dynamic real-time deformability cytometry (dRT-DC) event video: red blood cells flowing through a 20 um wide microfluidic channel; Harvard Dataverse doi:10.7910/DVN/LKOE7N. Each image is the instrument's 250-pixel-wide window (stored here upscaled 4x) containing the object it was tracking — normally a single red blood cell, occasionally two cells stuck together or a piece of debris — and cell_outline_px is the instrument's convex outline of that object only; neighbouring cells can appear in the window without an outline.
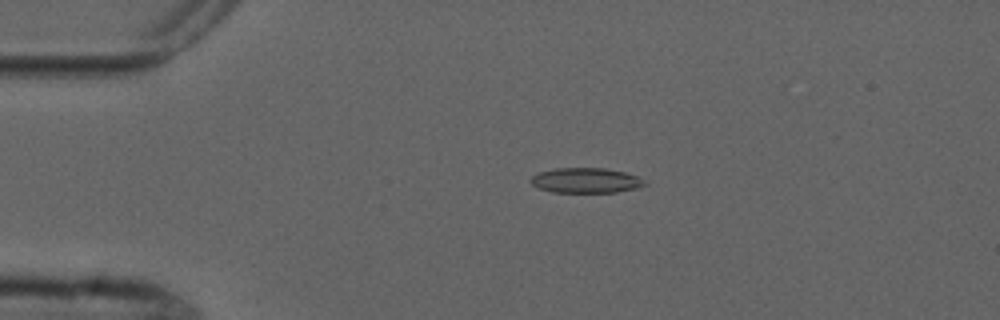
{"species": "common noctule bat (a hibernating species)", "species_latin": "Nyctalus noctula", "temperature_condition": "cold", "stored_images_in_passage": 2, "camera_frame_rate_fps": 3000, "um_per_image_px": 0.085, "animal": {"sex": "male", "forearm_length_mm": 52.5}, "frame": {"image": 1, "passage_image": 1, "time_ms": 0.0, "image_size_px": [1000, 320], "cell_outline_px": [[648, 184], [636, 188], [616, 192], [552, 192], [540, 188], [532, 184], [528, 180], [532, 176], [540, 172], [556, 168], [604, 168], [624, 172], [636, 176], [644, 180]], "centroid_in_image_um": [49.79, 15.33], "position_along_channel_um": 35.2, "area_um2": 16.53}}